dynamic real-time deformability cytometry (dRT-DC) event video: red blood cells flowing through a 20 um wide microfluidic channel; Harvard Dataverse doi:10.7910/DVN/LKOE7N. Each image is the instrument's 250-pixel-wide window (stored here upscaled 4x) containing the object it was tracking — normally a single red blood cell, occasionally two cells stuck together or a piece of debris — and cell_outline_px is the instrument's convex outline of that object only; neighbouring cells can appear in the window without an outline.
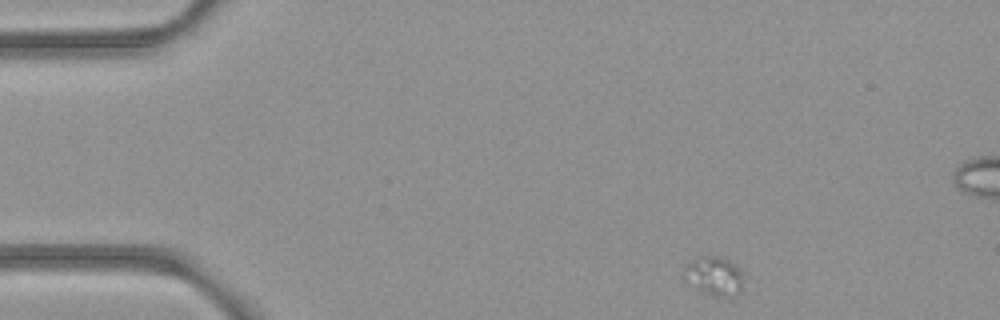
{"species": "common noctule bat (a hibernating species)", "species_latin": "Nyctalus noctula", "temperature_condition": "room temperature", "stored_images_in_passage": 4, "camera_frame_rate_fps": 3000, "um_per_image_px": 0.085, "animal": {"sex": "female", "body_mass_g": 21.9}, "frame": {"image": 1, "passage_image": 1, "time_ms": 0.0, "image_size_px": [1000, 320], "cell_outline_px": [[748, 276], [744, 288], [740, 292], [728, 296], [712, 296], [704, 292], [684, 280], [684, 268], [696, 256], [720, 256], [744, 268]], "centroid_in_image_um": [60.83, 23.44], "position_along_channel_um": 24.2, "area_um2": 14.16}}